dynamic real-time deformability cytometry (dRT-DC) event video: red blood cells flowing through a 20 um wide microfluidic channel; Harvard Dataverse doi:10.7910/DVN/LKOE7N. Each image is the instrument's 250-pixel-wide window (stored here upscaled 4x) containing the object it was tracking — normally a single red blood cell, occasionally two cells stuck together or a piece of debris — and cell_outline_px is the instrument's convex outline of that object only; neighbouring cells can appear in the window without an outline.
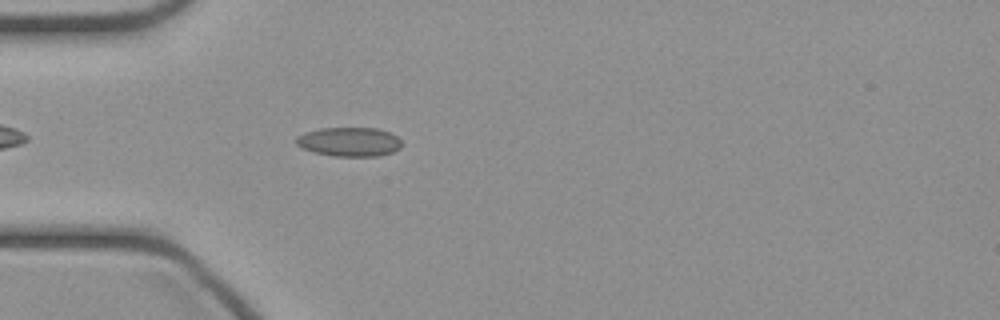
{"species": "common noctule bat (a hibernating species)", "species_latin": "Nyctalus noctula", "temperature_condition": "cold", "stored_images_in_passage": 38, "camera_frame_rate_fps": 3000, "um_per_image_px": 0.085, "animal": {"sex": "female", "body_mass_g": 21.9}, "frame": {"image": 1, "passage_image": 5, "time_ms": 1.333, "image_size_px": [1000, 320], "cell_outline_px": [[400, 148], [392, 152], [380, 156], [332, 156], [316, 152], [304, 148], [296, 144], [296, 136], [304, 132], [320, 128], [376, 128], [392, 132], [400, 140]], "centroid_in_image_um": [29.7, 12.04], "position_along_channel_um": 55.3, "area_um2": 17.92}}
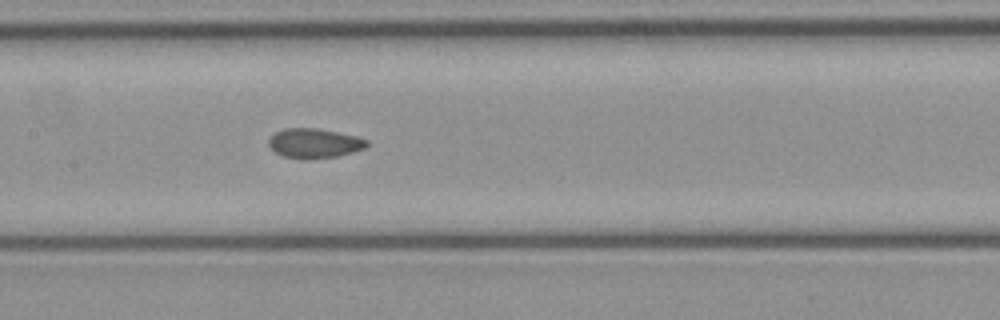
{"frame": {"image": 2, "passage_image": 14, "time_ms": 4.333, "image_size_px": [1000, 320], "cell_outline_px": [[368, 144], [364, 148], [352, 152], [336, 156], [300, 160], [284, 156], [276, 152], [268, 144], [268, 136], [284, 128], [316, 128], [356, 136], [368, 140]], "centroid_in_image_um": [26.68, 12.17], "position_along_channel_um": 180.7, "area_um2": 16.88}}
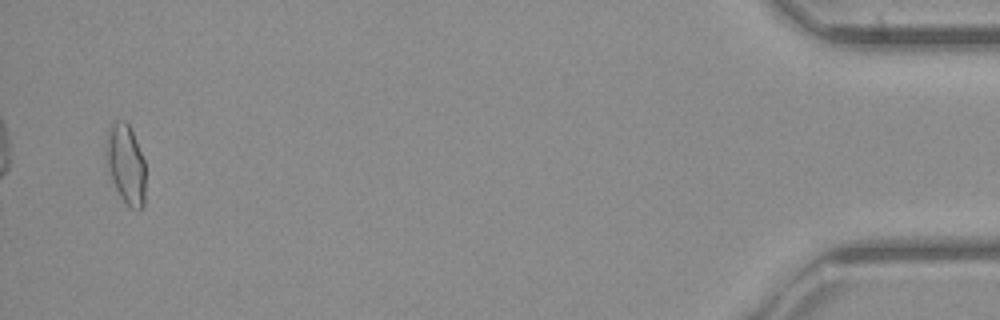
{"frame": {"image": 3, "passage_image": 37, "time_ms": 12.0, "image_size_px": [1000, 320], "cell_outline_px": [[144, 204], [140, 208], [132, 208], [120, 196], [112, 180], [104, 148], [104, 144], [108, 128], [116, 120], [124, 120], [128, 124], [132, 132], [144, 160]], "centroid_in_image_um": [10.67, 13.89], "position_along_channel_um": 424.5, "area_um2": 17.92}}